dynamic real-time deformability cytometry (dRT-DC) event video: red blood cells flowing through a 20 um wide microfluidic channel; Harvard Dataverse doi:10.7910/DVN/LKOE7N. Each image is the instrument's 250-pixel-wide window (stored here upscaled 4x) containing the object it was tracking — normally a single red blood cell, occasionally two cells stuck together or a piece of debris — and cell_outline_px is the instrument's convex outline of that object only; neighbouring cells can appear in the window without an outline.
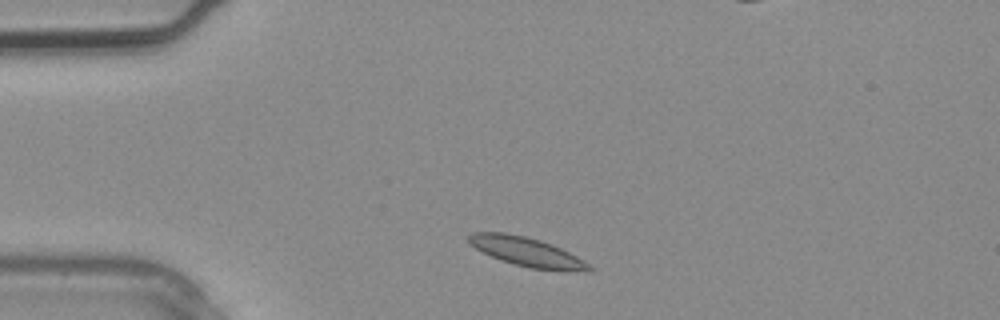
{"species": "common noctule bat (a hibernating species)", "species_latin": "Nyctalus noctula", "temperature_condition": "warm", "stored_images_in_passage": 3, "camera_frame_rate_fps": 3000, "um_per_image_px": 0.085, "animal": {"sex": "male", "body_mass_g": 20.4}, "frame": {"image": 1, "passage_image": 1, "time_ms": 0.0, "image_size_px": [1000, 320], "cell_outline_px": [[592, 268], [528, 268], [500, 260], [476, 248], [468, 240], [468, 236], [472, 232], [504, 232], [524, 236], [540, 240], [552, 244], [584, 260]], "centroid_in_image_um": [44.61, 21.33], "position_along_channel_um": 40.4, "area_um2": 19.25}}